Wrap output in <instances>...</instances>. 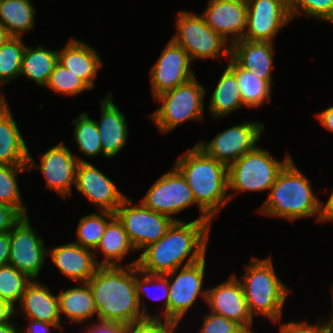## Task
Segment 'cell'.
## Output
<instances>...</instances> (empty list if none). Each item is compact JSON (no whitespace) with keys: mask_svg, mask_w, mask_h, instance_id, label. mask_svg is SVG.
Returning a JSON list of instances; mask_svg holds the SVG:
<instances>
[{"mask_svg":"<svg viewBox=\"0 0 333 333\" xmlns=\"http://www.w3.org/2000/svg\"><path fill=\"white\" fill-rule=\"evenodd\" d=\"M174 167L193 192L201 213L199 220H213L230 202L228 166L209 157L196 144L176 159Z\"/></svg>","mask_w":333,"mask_h":333,"instance_id":"obj_3","label":"cell"},{"mask_svg":"<svg viewBox=\"0 0 333 333\" xmlns=\"http://www.w3.org/2000/svg\"><path fill=\"white\" fill-rule=\"evenodd\" d=\"M242 278L238 280L252 318L260 314L274 323L282 320V310L290 289L275 273L271 257L252 258Z\"/></svg>","mask_w":333,"mask_h":333,"instance_id":"obj_5","label":"cell"},{"mask_svg":"<svg viewBox=\"0 0 333 333\" xmlns=\"http://www.w3.org/2000/svg\"><path fill=\"white\" fill-rule=\"evenodd\" d=\"M274 43L249 41L241 39L231 45V57L244 69L249 70L259 79L267 81L271 86L273 77Z\"/></svg>","mask_w":333,"mask_h":333,"instance_id":"obj_23","label":"cell"},{"mask_svg":"<svg viewBox=\"0 0 333 333\" xmlns=\"http://www.w3.org/2000/svg\"><path fill=\"white\" fill-rule=\"evenodd\" d=\"M74 187L100 211L115 213L127 198L110 178L88 161L78 163Z\"/></svg>","mask_w":333,"mask_h":333,"instance_id":"obj_17","label":"cell"},{"mask_svg":"<svg viewBox=\"0 0 333 333\" xmlns=\"http://www.w3.org/2000/svg\"><path fill=\"white\" fill-rule=\"evenodd\" d=\"M209 112L214 119H221L243 107L236 75L226 66L211 95Z\"/></svg>","mask_w":333,"mask_h":333,"instance_id":"obj_27","label":"cell"},{"mask_svg":"<svg viewBox=\"0 0 333 333\" xmlns=\"http://www.w3.org/2000/svg\"><path fill=\"white\" fill-rule=\"evenodd\" d=\"M40 282L32 280L27 285L19 304H16L15 316L18 315L17 307L20 306V310L26 318L51 324H62L58 296L52 294L49 287Z\"/></svg>","mask_w":333,"mask_h":333,"instance_id":"obj_22","label":"cell"},{"mask_svg":"<svg viewBox=\"0 0 333 333\" xmlns=\"http://www.w3.org/2000/svg\"><path fill=\"white\" fill-rule=\"evenodd\" d=\"M10 233L0 234V267L9 264Z\"/></svg>","mask_w":333,"mask_h":333,"instance_id":"obj_47","label":"cell"},{"mask_svg":"<svg viewBox=\"0 0 333 333\" xmlns=\"http://www.w3.org/2000/svg\"><path fill=\"white\" fill-rule=\"evenodd\" d=\"M58 63L79 76L91 89L102 66L96 50L73 37L63 49H58Z\"/></svg>","mask_w":333,"mask_h":333,"instance_id":"obj_24","label":"cell"},{"mask_svg":"<svg viewBox=\"0 0 333 333\" xmlns=\"http://www.w3.org/2000/svg\"><path fill=\"white\" fill-rule=\"evenodd\" d=\"M319 318L317 320V324L311 325V323H308L307 321L302 322H285L280 325V333H333V330L328 323V320L326 323L321 321ZM325 323V324H324Z\"/></svg>","mask_w":333,"mask_h":333,"instance_id":"obj_42","label":"cell"},{"mask_svg":"<svg viewBox=\"0 0 333 333\" xmlns=\"http://www.w3.org/2000/svg\"><path fill=\"white\" fill-rule=\"evenodd\" d=\"M177 33L171 40L181 46L191 60L231 57V44L215 32L203 15L180 10L176 22Z\"/></svg>","mask_w":333,"mask_h":333,"instance_id":"obj_8","label":"cell"},{"mask_svg":"<svg viewBox=\"0 0 333 333\" xmlns=\"http://www.w3.org/2000/svg\"><path fill=\"white\" fill-rule=\"evenodd\" d=\"M83 284L80 287L74 286L62 293H59V311L64 313L68 320L73 324L85 323L90 317H97V311L94 304V298L91 288L87 282L78 283Z\"/></svg>","mask_w":333,"mask_h":333,"instance_id":"obj_26","label":"cell"},{"mask_svg":"<svg viewBox=\"0 0 333 333\" xmlns=\"http://www.w3.org/2000/svg\"><path fill=\"white\" fill-rule=\"evenodd\" d=\"M112 92H108L101 100V118L96 121L100 134L103 157L114 158L123 149L128 137V125L125 114L120 112L112 99Z\"/></svg>","mask_w":333,"mask_h":333,"instance_id":"obj_21","label":"cell"},{"mask_svg":"<svg viewBox=\"0 0 333 333\" xmlns=\"http://www.w3.org/2000/svg\"><path fill=\"white\" fill-rule=\"evenodd\" d=\"M21 217L13 207L0 203V234L9 232Z\"/></svg>","mask_w":333,"mask_h":333,"instance_id":"obj_43","label":"cell"},{"mask_svg":"<svg viewBox=\"0 0 333 333\" xmlns=\"http://www.w3.org/2000/svg\"><path fill=\"white\" fill-rule=\"evenodd\" d=\"M29 321V325L21 333H52L51 328L63 330V324H51L45 321H37L30 318H26Z\"/></svg>","mask_w":333,"mask_h":333,"instance_id":"obj_45","label":"cell"},{"mask_svg":"<svg viewBox=\"0 0 333 333\" xmlns=\"http://www.w3.org/2000/svg\"><path fill=\"white\" fill-rule=\"evenodd\" d=\"M52 263L66 278L77 283L88 282L99 264L94 251L70 242L48 250Z\"/></svg>","mask_w":333,"mask_h":333,"instance_id":"obj_20","label":"cell"},{"mask_svg":"<svg viewBox=\"0 0 333 333\" xmlns=\"http://www.w3.org/2000/svg\"><path fill=\"white\" fill-rule=\"evenodd\" d=\"M74 128V141L78 144V150L87 157L103 155L100 134L95 120L91 119L86 112H82L72 120Z\"/></svg>","mask_w":333,"mask_h":333,"instance_id":"obj_35","label":"cell"},{"mask_svg":"<svg viewBox=\"0 0 333 333\" xmlns=\"http://www.w3.org/2000/svg\"><path fill=\"white\" fill-rule=\"evenodd\" d=\"M132 205L127 197L117 208L115 216L122 223L135 250L141 251L161 239L175 220L146 208L141 202Z\"/></svg>","mask_w":333,"mask_h":333,"instance_id":"obj_9","label":"cell"},{"mask_svg":"<svg viewBox=\"0 0 333 333\" xmlns=\"http://www.w3.org/2000/svg\"><path fill=\"white\" fill-rule=\"evenodd\" d=\"M37 9L31 0H0V24L12 37H22L34 28Z\"/></svg>","mask_w":333,"mask_h":333,"instance_id":"obj_29","label":"cell"},{"mask_svg":"<svg viewBox=\"0 0 333 333\" xmlns=\"http://www.w3.org/2000/svg\"><path fill=\"white\" fill-rule=\"evenodd\" d=\"M8 101L6 100L3 93L0 91V114L8 108Z\"/></svg>","mask_w":333,"mask_h":333,"instance_id":"obj_52","label":"cell"},{"mask_svg":"<svg viewBox=\"0 0 333 333\" xmlns=\"http://www.w3.org/2000/svg\"><path fill=\"white\" fill-rule=\"evenodd\" d=\"M99 266L87 282L91 288L97 319L128 325L146 319L137 298L135 265Z\"/></svg>","mask_w":333,"mask_h":333,"instance_id":"obj_2","label":"cell"},{"mask_svg":"<svg viewBox=\"0 0 333 333\" xmlns=\"http://www.w3.org/2000/svg\"><path fill=\"white\" fill-rule=\"evenodd\" d=\"M263 129V123L245 121L217 133L210 142L202 141L196 145L209 157L229 166L257 146Z\"/></svg>","mask_w":333,"mask_h":333,"instance_id":"obj_13","label":"cell"},{"mask_svg":"<svg viewBox=\"0 0 333 333\" xmlns=\"http://www.w3.org/2000/svg\"><path fill=\"white\" fill-rule=\"evenodd\" d=\"M207 90L194 77L154 98L162 105L151 114L160 132H168L189 120H202Z\"/></svg>","mask_w":333,"mask_h":333,"instance_id":"obj_7","label":"cell"},{"mask_svg":"<svg viewBox=\"0 0 333 333\" xmlns=\"http://www.w3.org/2000/svg\"><path fill=\"white\" fill-rule=\"evenodd\" d=\"M115 217V213L101 211L83 216L76 229L77 240L74 242L83 248L94 251L103 237L107 224Z\"/></svg>","mask_w":333,"mask_h":333,"instance_id":"obj_33","label":"cell"},{"mask_svg":"<svg viewBox=\"0 0 333 333\" xmlns=\"http://www.w3.org/2000/svg\"><path fill=\"white\" fill-rule=\"evenodd\" d=\"M326 221H333V191H331V194L325 205L321 204L320 222L325 223Z\"/></svg>","mask_w":333,"mask_h":333,"instance_id":"obj_49","label":"cell"},{"mask_svg":"<svg viewBox=\"0 0 333 333\" xmlns=\"http://www.w3.org/2000/svg\"><path fill=\"white\" fill-rule=\"evenodd\" d=\"M331 291H332V314H331V319H328V323L330 324L332 330H333V285H331Z\"/></svg>","mask_w":333,"mask_h":333,"instance_id":"obj_53","label":"cell"},{"mask_svg":"<svg viewBox=\"0 0 333 333\" xmlns=\"http://www.w3.org/2000/svg\"><path fill=\"white\" fill-rule=\"evenodd\" d=\"M202 15L206 23L232 45L244 37L247 0H209Z\"/></svg>","mask_w":333,"mask_h":333,"instance_id":"obj_19","label":"cell"},{"mask_svg":"<svg viewBox=\"0 0 333 333\" xmlns=\"http://www.w3.org/2000/svg\"><path fill=\"white\" fill-rule=\"evenodd\" d=\"M291 159L287 152L284 160L278 161L268 150L256 146L228 166V190L234 193L233 197L229 196L230 201L237 192L270 191L278 174Z\"/></svg>","mask_w":333,"mask_h":333,"instance_id":"obj_6","label":"cell"},{"mask_svg":"<svg viewBox=\"0 0 333 333\" xmlns=\"http://www.w3.org/2000/svg\"><path fill=\"white\" fill-rule=\"evenodd\" d=\"M178 325L162 318H146L124 325L123 333H175Z\"/></svg>","mask_w":333,"mask_h":333,"instance_id":"obj_40","label":"cell"},{"mask_svg":"<svg viewBox=\"0 0 333 333\" xmlns=\"http://www.w3.org/2000/svg\"><path fill=\"white\" fill-rule=\"evenodd\" d=\"M199 333H248L240 324L209 311Z\"/></svg>","mask_w":333,"mask_h":333,"instance_id":"obj_41","label":"cell"},{"mask_svg":"<svg viewBox=\"0 0 333 333\" xmlns=\"http://www.w3.org/2000/svg\"><path fill=\"white\" fill-rule=\"evenodd\" d=\"M15 322H10L4 325H0V333H21V329L17 327Z\"/></svg>","mask_w":333,"mask_h":333,"instance_id":"obj_50","label":"cell"},{"mask_svg":"<svg viewBox=\"0 0 333 333\" xmlns=\"http://www.w3.org/2000/svg\"><path fill=\"white\" fill-rule=\"evenodd\" d=\"M205 267L206 258L204 257L196 263L166 273L170 285L168 321L179 325L184 315L196 303L199 295L206 302L207 289L203 288Z\"/></svg>","mask_w":333,"mask_h":333,"instance_id":"obj_10","label":"cell"},{"mask_svg":"<svg viewBox=\"0 0 333 333\" xmlns=\"http://www.w3.org/2000/svg\"><path fill=\"white\" fill-rule=\"evenodd\" d=\"M26 170L28 165L0 164V203L13 207L21 216L28 215V209L23 204L17 176Z\"/></svg>","mask_w":333,"mask_h":333,"instance_id":"obj_34","label":"cell"},{"mask_svg":"<svg viewBox=\"0 0 333 333\" xmlns=\"http://www.w3.org/2000/svg\"><path fill=\"white\" fill-rule=\"evenodd\" d=\"M124 325L117 322L96 321L84 333H123Z\"/></svg>","mask_w":333,"mask_h":333,"instance_id":"obj_44","label":"cell"},{"mask_svg":"<svg viewBox=\"0 0 333 333\" xmlns=\"http://www.w3.org/2000/svg\"><path fill=\"white\" fill-rule=\"evenodd\" d=\"M38 166L29 151L28 169H39L46 181V187L56 191L64 199L72 194L75 185L76 170L79 162H86L81 157L73 156L72 151L62 142L51 147L40 156Z\"/></svg>","mask_w":333,"mask_h":333,"instance_id":"obj_14","label":"cell"},{"mask_svg":"<svg viewBox=\"0 0 333 333\" xmlns=\"http://www.w3.org/2000/svg\"><path fill=\"white\" fill-rule=\"evenodd\" d=\"M244 37L249 41L274 42L273 38L292 18L288 0H247Z\"/></svg>","mask_w":333,"mask_h":333,"instance_id":"obj_15","label":"cell"},{"mask_svg":"<svg viewBox=\"0 0 333 333\" xmlns=\"http://www.w3.org/2000/svg\"><path fill=\"white\" fill-rule=\"evenodd\" d=\"M192 60L179 45L169 40L150 70V84L154 98L195 77L190 67Z\"/></svg>","mask_w":333,"mask_h":333,"instance_id":"obj_16","label":"cell"},{"mask_svg":"<svg viewBox=\"0 0 333 333\" xmlns=\"http://www.w3.org/2000/svg\"><path fill=\"white\" fill-rule=\"evenodd\" d=\"M316 117L324 128L333 132V105L316 114Z\"/></svg>","mask_w":333,"mask_h":333,"instance_id":"obj_48","label":"cell"},{"mask_svg":"<svg viewBox=\"0 0 333 333\" xmlns=\"http://www.w3.org/2000/svg\"><path fill=\"white\" fill-rule=\"evenodd\" d=\"M46 87L56 93L68 96H74L85 90H91L79 76L59 63L56 64L54 71L50 74Z\"/></svg>","mask_w":333,"mask_h":333,"instance_id":"obj_38","label":"cell"},{"mask_svg":"<svg viewBox=\"0 0 333 333\" xmlns=\"http://www.w3.org/2000/svg\"><path fill=\"white\" fill-rule=\"evenodd\" d=\"M311 183L291 159L278 174L260 213L290 221L316 215V222H320L322 202Z\"/></svg>","mask_w":333,"mask_h":333,"instance_id":"obj_4","label":"cell"},{"mask_svg":"<svg viewBox=\"0 0 333 333\" xmlns=\"http://www.w3.org/2000/svg\"><path fill=\"white\" fill-rule=\"evenodd\" d=\"M206 302L212 313L236 321L248 333H255L251 330L254 319L249 313L242 285L234 273L223 283L207 288Z\"/></svg>","mask_w":333,"mask_h":333,"instance_id":"obj_18","label":"cell"},{"mask_svg":"<svg viewBox=\"0 0 333 333\" xmlns=\"http://www.w3.org/2000/svg\"><path fill=\"white\" fill-rule=\"evenodd\" d=\"M227 67L236 75L243 106L246 108L261 107L265 101H271V85L249 70L242 68L232 57Z\"/></svg>","mask_w":333,"mask_h":333,"instance_id":"obj_31","label":"cell"},{"mask_svg":"<svg viewBox=\"0 0 333 333\" xmlns=\"http://www.w3.org/2000/svg\"><path fill=\"white\" fill-rule=\"evenodd\" d=\"M13 317L15 318V306L0 298V325L14 321Z\"/></svg>","mask_w":333,"mask_h":333,"instance_id":"obj_46","label":"cell"},{"mask_svg":"<svg viewBox=\"0 0 333 333\" xmlns=\"http://www.w3.org/2000/svg\"><path fill=\"white\" fill-rule=\"evenodd\" d=\"M142 277H141V276ZM144 275V276H143ZM155 286H154V285ZM135 286H136V293L138 298V303L143 315L146 318H162L164 320H168V303H169V280L166 274H150L143 271H140L138 266L135 265ZM155 288L156 290L160 291L158 294L159 296L151 294V288ZM155 294V293H154ZM143 297H142V296ZM144 295H147L148 298H151L155 301L163 300L164 299V310L162 311V315H151L148 311L145 302H144ZM142 301V302H141ZM142 304V305H141ZM161 316V317H160Z\"/></svg>","mask_w":333,"mask_h":333,"instance_id":"obj_32","label":"cell"},{"mask_svg":"<svg viewBox=\"0 0 333 333\" xmlns=\"http://www.w3.org/2000/svg\"><path fill=\"white\" fill-rule=\"evenodd\" d=\"M12 36L9 32L0 24V47L6 43Z\"/></svg>","mask_w":333,"mask_h":333,"instance_id":"obj_51","label":"cell"},{"mask_svg":"<svg viewBox=\"0 0 333 333\" xmlns=\"http://www.w3.org/2000/svg\"><path fill=\"white\" fill-rule=\"evenodd\" d=\"M9 265L37 280L45 264L48 250L37 231L30 224L29 215L22 216L9 231Z\"/></svg>","mask_w":333,"mask_h":333,"instance_id":"obj_11","label":"cell"},{"mask_svg":"<svg viewBox=\"0 0 333 333\" xmlns=\"http://www.w3.org/2000/svg\"><path fill=\"white\" fill-rule=\"evenodd\" d=\"M291 18L302 13L317 20L333 23V0H288Z\"/></svg>","mask_w":333,"mask_h":333,"instance_id":"obj_39","label":"cell"},{"mask_svg":"<svg viewBox=\"0 0 333 333\" xmlns=\"http://www.w3.org/2000/svg\"><path fill=\"white\" fill-rule=\"evenodd\" d=\"M102 252L105 257L98 261L99 266H119V260L125 258L128 252L136 251L122 223L115 216L106 226L103 237L94 252Z\"/></svg>","mask_w":333,"mask_h":333,"instance_id":"obj_28","label":"cell"},{"mask_svg":"<svg viewBox=\"0 0 333 333\" xmlns=\"http://www.w3.org/2000/svg\"><path fill=\"white\" fill-rule=\"evenodd\" d=\"M140 202L146 208L168 215L175 221L180 219L172 215L196 205L190 186L175 167L160 176Z\"/></svg>","mask_w":333,"mask_h":333,"instance_id":"obj_12","label":"cell"},{"mask_svg":"<svg viewBox=\"0 0 333 333\" xmlns=\"http://www.w3.org/2000/svg\"><path fill=\"white\" fill-rule=\"evenodd\" d=\"M8 107L0 114V164L28 165L29 149Z\"/></svg>","mask_w":333,"mask_h":333,"instance_id":"obj_25","label":"cell"},{"mask_svg":"<svg viewBox=\"0 0 333 333\" xmlns=\"http://www.w3.org/2000/svg\"><path fill=\"white\" fill-rule=\"evenodd\" d=\"M57 63L58 50L45 49L41 45L35 48L26 45L20 75L35 81L38 86H46Z\"/></svg>","mask_w":333,"mask_h":333,"instance_id":"obj_30","label":"cell"},{"mask_svg":"<svg viewBox=\"0 0 333 333\" xmlns=\"http://www.w3.org/2000/svg\"><path fill=\"white\" fill-rule=\"evenodd\" d=\"M26 46L22 37H11L0 47V83L6 84L21 73L22 57Z\"/></svg>","mask_w":333,"mask_h":333,"instance_id":"obj_36","label":"cell"},{"mask_svg":"<svg viewBox=\"0 0 333 333\" xmlns=\"http://www.w3.org/2000/svg\"><path fill=\"white\" fill-rule=\"evenodd\" d=\"M31 281L25 273L9 264L0 267V298L16 307Z\"/></svg>","mask_w":333,"mask_h":333,"instance_id":"obj_37","label":"cell"},{"mask_svg":"<svg viewBox=\"0 0 333 333\" xmlns=\"http://www.w3.org/2000/svg\"><path fill=\"white\" fill-rule=\"evenodd\" d=\"M212 220L174 221L165 235L144 248L138 258L140 271L166 274L196 263L206 255Z\"/></svg>","mask_w":333,"mask_h":333,"instance_id":"obj_1","label":"cell"}]
</instances>
